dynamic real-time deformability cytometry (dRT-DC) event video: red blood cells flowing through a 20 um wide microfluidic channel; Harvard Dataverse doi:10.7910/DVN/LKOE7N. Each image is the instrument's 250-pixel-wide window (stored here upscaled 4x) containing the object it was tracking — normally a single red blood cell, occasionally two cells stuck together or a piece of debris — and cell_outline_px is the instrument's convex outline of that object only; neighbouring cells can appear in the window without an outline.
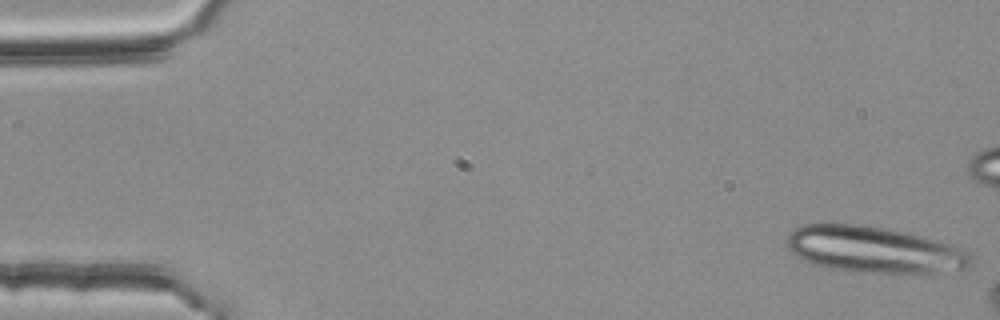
{"species": "common noctule bat (a hibernating species)", "species_latin": "Nyctalus noctula", "temperature_condition": "room temperature", "stored_images_in_passage": 11, "camera_frame_rate_fps": 3000, "um_per_image_px": 0.085, "animal": {"sex": "female", "body_mass_g": 25.1}, "frame": {"image": 1, "passage_image": 1, "time_ms": 0.0, "image_size_px": [1000, 320], "cell_outline_px": [[976, 264], [964, 268], [916, 276], [892, 276], [824, 268], [812, 264], [796, 256], [788, 248], [788, 232], [792, 228], [804, 224], [832, 220], [836, 220], [884, 228], [904, 232], [936, 240], [960, 248], [976, 256]], "centroid_in_image_um": [74.29, 21.24], "position_along_channel_um": 10.7, "area_um2": 52.14}}